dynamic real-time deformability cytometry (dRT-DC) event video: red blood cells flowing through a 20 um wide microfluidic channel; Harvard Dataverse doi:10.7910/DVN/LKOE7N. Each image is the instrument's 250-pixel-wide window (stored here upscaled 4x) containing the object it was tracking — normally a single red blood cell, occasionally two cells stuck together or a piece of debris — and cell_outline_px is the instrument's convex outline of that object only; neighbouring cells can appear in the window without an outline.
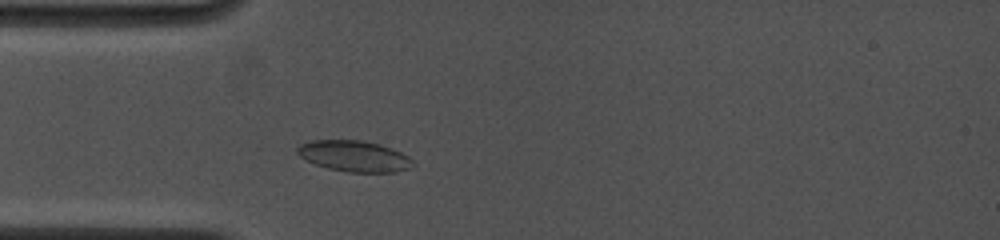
{"species": "common noctule bat (a hibernating species)", "species_latin": "Nyctalus noctula", "temperature_condition": "cold", "stored_images_in_passage": 7, "camera_frame_rate_fps": 4500, "um_per_image_px": 0.085, "animal": {"sex": "female", "body_mass_g": 19.0, "forearm_length_mm": 53.3}, "frame": {"image": 1, "passage_image": 4, "time_ms": 1.778, "image_size_px": [1000, 240], "cell_outline_px": [[416, 164], [408, 168], [396, 172], [348, 172], [328, 168], [316, 164], [300, 156], [296, 152], [296, 148], [300, 144], [312, 140], [364, 140], [380, 144], [392, 148], [408, 156]], "centroid_in_image_um": [30.12, 13.26], "position_along_channel_um": 54.9, "area_um2": 20.87}}
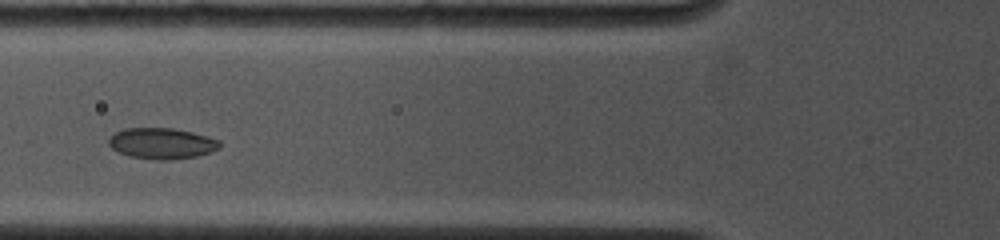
{"frame": {"image": 2, "passage_image": 6, "time_ms": 3.333, "image_size_px": [1000, 240], "cell_outline_px": [[220, 148], [212, 152], [196, 156], [168, 160], [156, 160], [128, 156], [112, 148], [108, 144], [108, 140], [116, 132], [124, 128], [172, 128], [192, 132], [208, 136], [220, 140]], "centroid_in_image_um": [13.77, 12.19], "position_along_channel_um": 112.0, "area_um2": 20.06}}